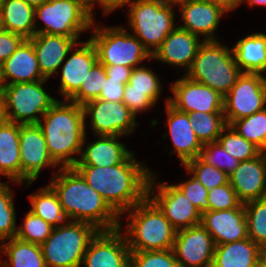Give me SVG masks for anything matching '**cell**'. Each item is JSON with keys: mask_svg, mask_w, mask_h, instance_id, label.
Returning <instances> with one entry per match:
<instances>
[{"mask_svg": "<svg viewBox=\"0 0 266 267\" xmlns=\"http://www.w3.org/2000/svg\"><path fill=\"white\" fill-rule=\"evenodd\" d=\"M174 6L176 3L169 0H132L128 4L130 33L141 41L151 55L177 27Z\"/></svg>", "mask_w": 266, "mask_h": 267, "instance_id": "5", "label": "cell"}, {"mask_svg": "<svg viewBox=\"0 0 266 267\" xmlns=\"http://www.w3.org/2000/svg\"><path fill=\"white\" fill-rule=\"evenodd\" d=\"M238 67L243 73L266 72V34L251 33L232 47Z\"/></svg>", "mask_w": 266, "mask_h": 267, "instance_id": "28", "label": "cell"}, {"mask_svg": "<svg viewBox=\"0 0 266 267\" xmlns=\"http://www.w3.org/2000/svg\"><path fill=\"white\" fill-rule=\"evenodd\" d=\"M6 121L5 117V110H4V104H3V95L2 92H0V125Z\"/></svg>", "mask_w": 266, "mask_h": 267, "instance_id": "52", "label": "cell"}, {"mask_svg": "<svg viewBox=\"0 0 266 267\" xmlns=\"http://www.w3.org/2000/svg\"><path fill=\"white\" fill-rule=\"evenodd\" d=\"M263 252L250 238L216 245L212 267H256Z\"/></svg>", "mask_w": 266, "mask_h": 267, "instance_id": "29", "label": "cell"}, {"mask_svg": "<svg viewBox=\"0 0 266 267\" xmlns=\"http://www.w3.org/2000/svg\"><path fill=\"white\" fill-rule=\"evenodd\" d=\"M2 242L0 241V252H1V249H2ZM0 267H1V260H0Z\"/></svg>", "mask_w": 266, "mask_h": 267, "instance_id": "58", "label": "cell"}, {"mask_svg": "<svg viewBox=\"0 0 266 267\" xmlns=\"http://www.w3.org/2000/svg\"><path fill=\"white\" fill-rule=\"evenodd\" d=\"M99 231L90 223L73 220L53 227L41 245L46 267H81L88 245Z\"/></svg>", "mask_w": 266, "mask_h": 267, "instance_id": "7", "label": "cell"}, {"mask_svg": "<svg viewBox=\"0 0 266 267\" xmlns=\"http://www.w3.org/2000/svg\"><path fill=\"white\" fill-rule=\"evenodd\" d=\"M215 242L201 225L177 231L173 253L180 267H212Z\"/></svg>", "mask_w": 266, "mask_h": 267, "instance_id": "16", "label": "cell"}, {"mask_svg": "<svg viewBox=\"0 0 266 267\" xmlns=\"http://www.w3.org/2000/svg\"><path fill=\"white\" fill-rule=\"evenodd\" d=\"M217 142L231 156L239 161H247L258 156L262 151L252 142L242 137L231 125H227Z\"/></svg>", "mask_w": 266, "mask_h": 267, "instance_id": "36", "label": "cell"}, {"mask_svg": "<svg viewBox=\"0 0 266 267\" xmlns=\"http://www.w3.org/2000/svg\"><path fill=\"white\" fill-rule=\"evenodd\" d=\"M21 184L34 183L43 168L59 166L50 157L42 129L38 124H20Z\"/></svg>", "mask_w": 266, "mask_h": 267, "instance_id": "14", "label": "cell"}, {"mask_svg": "<svg viewBox=\"0 0 266 267\" xmlns=\"http://www.w3.org/2000/svg\"><path fill=\"white\" fill-rule=\"evenodd\" d=\"M47 81L48 79L5 85L2 95L6 120L17 124H38L58 100L44 89L43 85Z\"/></svg>", "mask_w": 266, "mask_h": 267, "instance_id": "10", "label": "cell"}, {"mask_svg": "<svg viewBox=\"0 0 266 267\" xmlns=\"http://www.w3.org/2000/svg\"><path fill=\"white\" fill-rule=\"evenodd\" d=\"M35 34L81 37L92 28L94 15L84 0H49L35 8ZM43 26L38 25V20ZM38 25V26H37Z\"/></svg>", "mask_w": 266, "mask_h": 267, "instance_id": "9", "label": "cell"}, {"mask_svg": "<svg viewBox=\"0 0 266 267\" xmlns=\"http://www.w3.org/2000/svg\"><path fill=\"white\" fill-rule=\"evenodd\" d=\"M128 82L129 79H116L107 76L98 99L122 102L125 85Z\"/></svg>", "mask_w": 266, "mask_h": 267, "instance_id": "47", "label": "cell"}, {"mask_svg": "<svg viewBox=\"0 0 266 267\" xmlns=\"http://www.w3.org/2000/svg\"><path fill=\"white\" fill-rule=\"evenodd\" d=\"M122 102L136 116L154 107L155 104L146 96V92L129 91V83L125 85Z\"/></svg>", "mask_w": 266, "mask_h": 267, "instance_id": "46", "label": "cell"}, {"mask_svg": "<svg viewBox=\"0 0 266 267\" xmlns=\"http://www.w3.org/2000/svg\"><path fill=\"white\" fill-rule=\"evenodd\" d=\"M83 106L57 100L39 120L50 157L60 167H73L80 157L86 134Z\"/></svg>", "mask_w": 266, "mask_h": 267, "instance_id": "3", "label": "cell"}, {"mask_svg": "<svg viewBox=\"0 0 266 267\" xmlns=\"http://www.w3.org/2000/svg\"><path fill=\"white\" fill-rule=\"evenodd\" d=\"M29 200L31 203L30 211L53 227L62 225L69 220L59 202L57 194L49 185L37 191L35 190V193L29 195Z\"/></svg>", "mask_w": 266, "mask_h": 267, "instance_id": "32", "label": "cell"}, {"mask_svg": "<svg viewBox=\"0 0 266 267\" xmlns=\"http://www.w3.org/2000/svg\"><path fill=\"white\" fill-rule=\"evenodd\" d=\"M246 3L249 5V7H254V6H266V0H244L243 3Z\"/></svg>", "mask_w": 266, "mask_h": 267, "instance_id": "53", "label": "cell"}, {"mask_svg": "<svg viewBox=\"0 0 266 267\" xmlns=\"http://www.w3.org/2000/svg\"><path fill=\"white\" fill-rule=\"evenodd\" d=\"M4 1H5V0H0V6L3 4Z\"/></svg>", "mask_w": 266, "mask_h": 267, "instance_id": "59", "label": "cell"}, {"mask_svg": "<svg viewBox=\"0 0 266 267\" xmlns=\"http://www.w3.org/2000/svg\"><path fill=\"white\" fill-rule=\"evenodd\" d=\"M4 85L45 80L32 42L25 39L15 52L1 64ZM10 79V81H9Z\"/></svg>", "mask_w": 266, "mask_h": 267, "instance_id": "26", "label": "cell"}, {"mask_svg": "<svg viewBox=\"0 0 266 267\" xmlns=\"http://www.w3.org/2000/svg\"><path fill=\"white\" fill-rule=\"evenodd\" d=\"M24 222L17 228L16 238L37 245H42L50 236L53 226L30 210L25 214Z\"/></svg>", "mask_w": 266, "mask_h": 267, "instance_id": "41", "label": "cell"}, {"mask_svg": "<svg viewBox=\"0 0 266 267\" xmlns=\"http://www.w3.org/2000/svg\"><path fill=\"white\" fill-rule=\"evenodd\" d=\"M248 236L266 251V197L244 203Z\"/></svg>", "mask_w": 266, "mask_h": 267, "instance_id": "34", "label": "cell"}, {"mask_svg": "<svg viewBox=\"0 0 266 267\" xmlns=\"http://www.w3.org/2000/svg\"><path fill=\"white\" fill-rule=\"evenodd\" d=\"M2 30H4V29H3V25H2L1 16H0V32H1Z\"/></svg>", "mask_w": 266, "mask_h": 267, "instance_id": "57", "label": "cell"}, {"mask_svg": "<svg viewBox=\"0 0 266 267\" xmlns=\"http://www.w3.org/2000/svg\"><path fill=\"white\" fill-rule=\"evenodd\" d=\"M106 75L116 79H130L133 68L124 65H106L104 66Z\"/></svg>", "mask_w": 266, "mask_h": 267, "instance_id": "50", "label": "cell"}, {"mask_svg": "<svg viewBox=\"0 0 266 267\" xmlns=\"http://www.w3.org/2000/svg\"><path fill=\"white\" fill-rule=\"evenodd\" d=\"M2 253L1 267H46L41 246L16 237L2 241Z\"/></svg>", "mask_w": 266, "mask_h": 267, "instance_id": "31", "label": "cell"}, {"mask_svg": "<svg viewBox=\"0 0 266 267\" xmlns=\"http://www.w3.org/2000/svg\"><path fill=\"white\" fill-rule=\"evenodd\" d=\"M106 77L104 65L97 62L89 70L79 90L69 100L83 106L89 101L98 99Z\"/></svg>", "mask_w": 266, "mask_h": 267, "instance_id": "37", "label": "cell"}, {"mask_svg": "<svg viewBox=\"0 0 266 267\" xmlns=\"http://www.w3.org/2000/svg\"><path fill=\"white\" fill-rule=\"evenodd\" d=\"M95 21L89 39L96 49L98 62L104 66L119 64L136 68L144 60H152L149 51L128 29L119 25L105 27Z\"/></svg>", "mask_w": 266, "mask_h": 267, "instance_id": "8", "label": "cell"}, {"mask_svg": "<svg viewBox=\"0 0 266 267\" xmlns=\"http://www.w3.org/2000/svg\"><path fill=\"white\" fill-rule=\"evenodd\" d=\"M256 267H266V251L259 256Z\"/></svg>", "mask_w": 266, "mask_h": 267, "instance_id": "54", "label": "cell"}, {"mask_svg": "<svg viewBox=\"0 0 266 267\" xmlns=\"http://www.w3.org/2000/svg\"><path fill=\"white\" fill-rule=\"evenodd\" d=\"M94 142L87 146V137L82 143V149L78 162L74 166H97L107 167L121 164L132 152L126 148V144L119 141L115 135H98Z\"/></svg>", "mask_w": 266, "mask_h": 267, "instance_id": "25", "label": "cell"}, {"mask_svg": "<svg viewBox=\"0 0 266 267\" xmlns=\"http://www.w3.org/2000/svg\"><path fill=\"white\" fill-rule=\"evenodd\" d=\"M169 1L178 2V1H181V0H169Z\"/></svg>", "mask_w": 266, "mask_h": 267, "instance_id": "60", "label": "cell"}, {"mask_svg": "<svg viewBox=\"0 0 266 267\" xmlns=\"http://www.w3.org/2000/svg\"><path fill=\"white\" fill-rule=\"evenodd\" d=\"M169 103L182 112H223L224 96L207 85L193 81L183 74L172 82Z\"/></svg>", "mask_w": 266, "mask_h": 267, "instance_id": "15", "label": "cell"}, {"mask_svg": "<svg viewBox=\"0 0 266 267\" xmlns=\"http://www.w3.org/2000/svg\"><path fill=\"white\" fill-rule=\"evenodd\" d=\"M188 116L195 135L203 145L216 142L228 125L223 112L193 111L189 112Z\"/></svg>", "mask_w": 266, "mask_h": 267, "instance_id": "33", "label": "cell"}, {"mask_svg": "<svg viewBox=\"0 0 266 267\" xmlns=\"http://www.w3.org/2000/svg\"><path fill=\"white\" fill-rule=\"evenodd\" d=\"M190 178L175 186L187 197V199L197 207L201 214L209 211L208 191L191 174Z\"/></svg>", "mask_w": 266, "mask_h": 267, "instance_id": "45", "label": "cell"}, {"mask_svg": "<svg viewBox=\"0 0 266 267\" xmlns=\"http://www.w3.org/2000/svg\"><path fill=\"white\" fill-rule=\"evenodd\" d=\"M35 8L24 0H5L0 6L3 29L30 39L35 35Z\"/></svg>", "mask_w": 266, "mask_h": 267, "instance_id": "30", "label": "cell"}, {"mask_svg": "<svg viewBox=\"0 0 266 267\" xmlns=\"http://www.w3.org/2000/svg\"><path fill=\"white\" fill-rule=\"evenodd\" d=\"M48 185L57 194L69 220L94 225L100 231L119 229L120 217L74 167H60Z\"/></svg>", "mask_w": 266, "mask_h": 267, "instance_id": "2", "label": "cell"}, {"mask_svg": "<svg viewBox=\"0 0 266 267\" xmlns=\"http://www.w3.org/2000/svg\"><path fill=\"white\" fill-rule=\"evenodd\" d=\"M180 9V27L190 33L203 37V41H216L215 31L220 19L229 11L212 0H181L175 2Z\"/></svg>", "mask_w": 266, "mask_h": 267, "instance_id": "18", "label": "cell"}, {"mask_svg": "<svg viewBox=\"0 0 266 267\" xmlns=\"http://www.w3.org/2000/svg\"><path fill=\"white\" fill-rule=\"evenodd\" d=\"M109 207L121 218L147 197L149 167L132 152L121 164L107 167L73 166Z\"/></svg>", "mask_w": 266, "mask_h": 267, "instance_id": "1", "label": "cell"}, {"mask_svg": "<svg viewBox=\"0 0 266 267\" xmlns=\"http://www.w3.org/2000/svg\"><path fill=\"white\" fill-rule=\"evenodd\" d=\"M238 199L244 204L266 197V154L261 152L251 160L240 161L229 176Z\"/></svg>", "mask_w": 266, "mask_h": 267, "instance_id": "22", "label": "cell"}, {"mask_svg": "<svg viewBox=\"0 0 266 267\" xmlns=\"http://www.w3.org/2000/svg\"><path fill=\"white\" fill-rule=\"evenodd\" d=\"M69 54L60 67L58 91L64 100H69L79 90L89 70L98 62L96 49L90 39L77 42Z\"/></svg>", "mask_w": 266, "mask_h": 267, "instance_id": "19", "label": "cell"}, {"mask_svg": "<svg viewBox=\"0 0 266 267\" xmlns=\"http://www.w3.org/2000/svg\"><path fill=\"white\" fill-rule=\"evenodd\" d=\"M132 0H84L85 4L88 6L93 15L94 7L96 3L102 8V13L105 15L111 14L113 11L128 5Z\"/></svg>", "mask_w": 266, "mask_h": 267, "instance_id": "49", "label": "cell"}, {"mask_svg": "<svg viewBox=\"0 0 266 267\" xmlns=\"http://www.w3.org/2000/svg\"><path fill=\"white\" fill-rule=\"evenodd\" d=\"M4 82H3V79H2V71H1V65H0V92L3 91L4 89Z\"/></svg>", "mask_w": 266, "mask_h": 267, "instance_id": "56", "label": "cell"}, {"mask_svg": "<svg viewBox=\"0 0 266 267\" xmlns=\"http://www.w3.org/2000/svg\"><path fill=\"white\" fill-rule=\"evenodd\" d=\"M209 210L219 211L239 208L243 203L238 199L230 182L208 191Z\"/></svg>", "mask_w": 266, "mask_h": 267, "instance_id": "44", "label": "cell"}, {"mask_svg": "<svg viewBox=\"0 0 266 267\" xmlns=\"http://www.w3.org/2000/svg\"><path fill=\"white\" fill-rule=\"evenodd\" d=\"M130 267H180L172 249L130 253Z\"/></svg>", "mask_w": 266, "mask_h": 267, "instance_id": "43", "label": "cell"}, {"mask_svg": "<svg viewBox=\"0 0 266 267\" xmlns=\"http://www.w3.org/2000/svg\"><path fill=\"white\" fill-rule=\"evenodd\" d=\"M26 3H28L29 5L33 6L34 8L43 5L44 3H46L49 0H24Z\"/></svg>", "mask_w": 266, "mask_h": 267, "instance_id": "55", "label": "cell"}, {"mask_svg": "<svg viewBox=\"0 0 266 267\" xmlns=\"http://www.w3.org/2000/svg\"><path fill=\"white\" fill-rule=\"evenodd\" d=\"M165 109L167 114V120L165 126H167L169 132L162 137L167 138L170 136L177 158L184 165L189 160L195 159L200 155L203 144L195 135L188 113L177 110L169 103V98H166Z\"/></svg>", "mask_w": 266, "mask_h": 267, "instance_id": "20", "label": "cell"}, {"mask_svg": "<svg viewBox=\"0 0 266 267\" xmlns=\"http://www.w3.org/2000/svg\"><path fill=\"white\" fill-rule=\"evenodd\" d=\"M119 229L99 231L90 241L84 255V267H130V249Z\"/></svg>", "mask_w": 266, "mask_h": 267, "instance_id": "17", "label": "cell"}, {"mask_svg": "<svg viewBox=\"0 0 266 267\" xmlns=\"http://www.w3.org/2000/svg\"><path fill=\"white\" fill-rule=\"evenodd\" d=\"M19 134L20 124L6 120L0 125V176L22 185Z\"/></svg>", "mask_w": 266, "mask_h": 267, "instance_id": "27", "label": "cell"}, {"mask_svg": "<svg viewBox=\"0 0 266 267\" xmlns=\"http://www.w3.org/2000/svg\"><path fill=\"white\" fill-rule=\"evenodd\" d=\"M156 176L154 172L150 175L147 197L159 208L173 227L179 231L201 224L202 214L197 207L174 184L170 185L168 181L158 183ZM154 191H157L156 194Z\"/></svg>", "mask_w": 266, "mask_h": 267, "instance_id": "11", "label": "cell"}, {"mask_svg": "<svg viewBox=\"0 0 266 267\" xmlns=\"http://www.w3.org/2000/svg\"><path fill=\"white\" fill-rule=\"evenodd\" d=\"M203 42L197 35L177 26L154 52L152 60L184 68L187 73Z\"/></svg>", "mask_w": 266, "mask_h": 267, "instance_id": "23", "label": "cell"}, {"mask_svg": "<svg viewBox=\"0 0 266 267\" xmlns=\"http://www.w3.org/2000/svg\"><path fill=\"white\" fill-rule=\"evenodd\" d=\"M158 75L143 65L133 68L129 79V91L146 92V96L156 104L161 96L162 85Z\"/></svg>", "mask_w": 266, "mask_h": 267, "instance_id": "38", "label": "cell"}, {"mask_svg": "<svg viewBox=\"0 0 266 267\" xmlns=\"http://www.w3.org/2000/svg\"><path fill=\"white\" fill-rule=\"evenodd\" d=\"M215 3L223 5L229 12L234 11L238 6L242 5L244 0H212Z\"/></svg>", "mask_w": 266, "mask_h": 267, "instance_id": "51", "label": "cell"}, {"mask_svg": "<svg viewBox=\"0 0 266 267\" xmlns=\"http://www.w3.org/2000/svg\"><path fill=\"white\" fill-rule=\"evenodd\" d=\"M183 168L207 190L229 183V176L225 172L205 163L199 156L186 162Z\"/></svg>", "mask_w": 266, "mask_h": 267, "instance_id": "39", "label": "cell"}, {"mask_svg": "<svg viewBox=\"0 0 266 267\" xmlns=\"http://www.w3.org/2000/svg\"><path fill=\"white\" fill-rule=\"evenodd\" d=\"M25 39L7 30L0 32V65L7 60Z\"/></svg>", "mask_w": 266, "mask_h": 267, "instance_id": "48", "label": "cell"}, {"mask_svg": "<svg viewBox=\"0 0 266 267\" xmlns=\"http://www.w3.org/2000/svg\"><path fill=\"white\" fill-rule=\"evenodd\" d=\"M84 116L90 117V128L95 136L132 135L138 126L136 116L123 102L96 99L83 105Z\"/></svg>", "mask_w": 266, "mask_h": 267, "instance_id": "13", "label": "cell"}, {"mask_svg": "<svg viewBox=\"0 0 266 267\" xmlns=\"http://www.w3.org/2000/svg\"><path fill=\"white\" fill-rule=\"evenodd\" d=\"M199 157L207 164L218 168L230 176L239 166L240 161L228 152L216 141L204 144Z\"/></svg>", "mask_w": 266, "mask_h": 267, "instance_id": "42", "label": "cell"}, {"mask_svg": "<svg viewBox=\"0 0 266 267\" xmlns=\"http://www.w3.org/2000/svg\"><path fill=\"white\" fill-rule=\"evenodd\" d=\"M241 74L232 48L216 40L200 45L191 68L184 75L225 96Z\"/></svg>", "mask_w": 266, "mask_h": 267, "instance_id": "6", "label": "cell"}, {"mask_svg": "<svg viewBox=\"0 0 266 267\" xmlns=\"http://www.w3.org/2000/svg\"><path fill=\"white\" fill-rule=\"evenodd\" d=\"M266 107V77L260 73H243L224 96L225 119L228 125Z\"/></svg>", "mask_w": 266, "mask_h": 267, "instance_id": "12", "label": "cell"}, {"mask_svg": "<svg viewBox=\"0 0 266 267\" xmlns=\"http://www.w3.org/2000/svg\"><path fill=\"white\" fill-rule=\"evenodd\" d=\"M125 213L128 214V222L123 234L130 252L173 248L177 230L148 197Z\"/></svg>", "mask_w": 266, "mask_h": 267, "instance_id": "4", "label": "cell"}, {"mask_svg": "<svg viewBox=\"0 0 266 267\" xmlns=\"http://www.w3.org/2000/svg\"><path fill=\"white\" fill-rule=\"evenodd\" d=\"M201 225L211 234L215 245L249 238L244 204L234 209L205 211Z\"/></svg>", "mask_w": 266, "mask_h": 267, "instance_id": "21", "label": "cell"}, {"mask_svg": "<svg viewBox=\"0 0 266 267\" xmlns=\"http://www.w3.org/2000/svg\"><path fill=\"white\" fill-rule=\"evenodd\" d=\"M12 190L8 182L0 181V241L16 236V212Z\"/></svg>", "mask_w": 266, "mask_h": 267, "instance_id": "40", "label": "cell"}, {"mask_svg": "<svg viewBox=\"0 0 266 267\" xmlns=\"http://www.w3.org/2000/svg\"><path fill=\"white\" fill-rule=\"evenodd\" d=\"M230 125L262 152L266 150V107L251 116L235 120Z\"/></svg>", "mask_w": 266, "mask_h": 267, "instance_id": "35", "label": "cell"}, {"mask_svg": "<svg viewBox=\"0 0 266 267\" xmlns=\"http://www.w3.org/2000/svg\"><path fill=\"white\" fill-rule=\"evenodd\" d=\"M80 37H66L55 34H35L32 42L39 69L46 79H50L65 61L70 50L79 42Z\"/></svg>", "mask_w": 266, "mask_h": 267, "instance_id": "24", "label": "cell"}]
</instances>
